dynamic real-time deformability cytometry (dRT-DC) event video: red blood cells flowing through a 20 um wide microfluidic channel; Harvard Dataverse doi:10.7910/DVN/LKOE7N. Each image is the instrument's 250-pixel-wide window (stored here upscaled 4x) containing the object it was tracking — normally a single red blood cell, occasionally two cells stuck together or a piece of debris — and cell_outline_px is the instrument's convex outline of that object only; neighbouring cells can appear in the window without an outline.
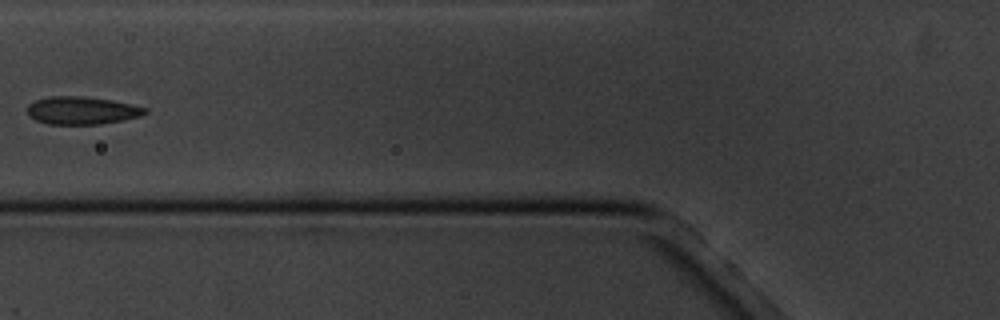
{"species": "common noctule bat (a hibernating species)", "species_latin": "Nyctalus noctula", "temperature_condition": "cold", "stored_images_in_passage": 16, "segment_of_instrument_passage": [1, 2], "camera_frame_rate_fps": 3000, "um_per_image_px": 0.085, "animal": {"sex": "male", "body_mass_g": 20.1, "forearm_length_mm": 53.5}, "frame": {"image": 1, "passage_image": 6, "time_ms": 6.0, "image_size_px": [1000, 320], "cell_outline_px": [[148, 112], [140, 116], [124, 120], [100, 124], [48, 124], [36, 120], [28, 116], [28, 104], [36, 100], [48, 96], [80, 96], [112, 100], [132, 104], [148, 108]], "centroid_in_image_um": [6.97, 9.39], "position_along_channel_um": 118.8, "area_um2": 19.13}}
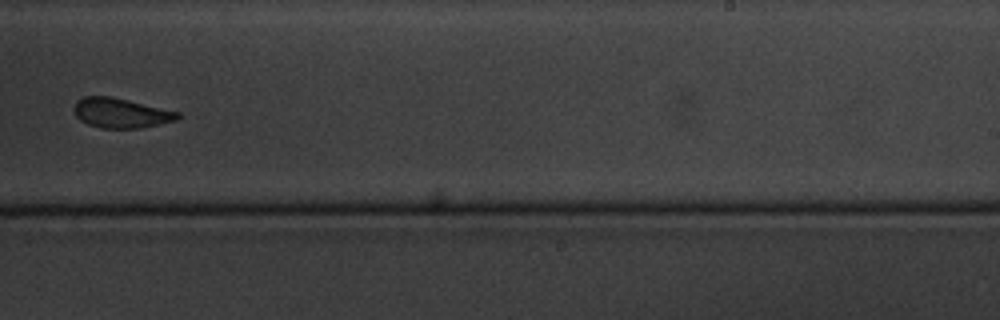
{"frame": {"image": 2, "passage_image": 10, "time_ms": 10.667, "image_size_px": [1000, 320], "cell_outline_px": [[180, 116], [176, 120], [140, 128], [100, 128], [88, 124], [80, 120], [76, 116], [72, 108], [76, 100], [84, 96], [108, 96], [128, 100], [180, 112]], "centroid_in_image_um": [10.23, 9.6], "position_along_channel_um": 278.8, "area_um2": 17.98}}
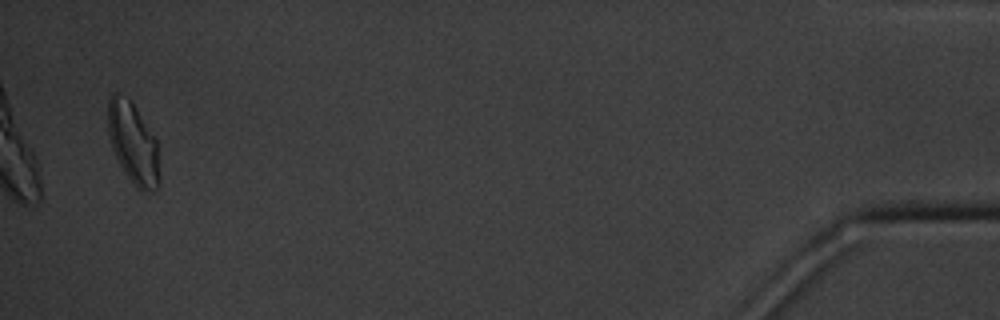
{"frame": {"image": 3, "passage_image": 15, "time_ms": 17.333, "image_size_px": [1000, 320], "cell_outline_px": [[160, 188], [152, 192], [140, 192], [136, 188], [124, 172], [116, 160], [112, 148], [108, 132], [108, 100], [112, 92], [116, 92], [128, 100], [132, 104], [156, 140], [160, 176]], "centroid_in_image_um": [11.32, 12.28], "position_along_channel_um": 423.9, "area_um2": 24.39}}